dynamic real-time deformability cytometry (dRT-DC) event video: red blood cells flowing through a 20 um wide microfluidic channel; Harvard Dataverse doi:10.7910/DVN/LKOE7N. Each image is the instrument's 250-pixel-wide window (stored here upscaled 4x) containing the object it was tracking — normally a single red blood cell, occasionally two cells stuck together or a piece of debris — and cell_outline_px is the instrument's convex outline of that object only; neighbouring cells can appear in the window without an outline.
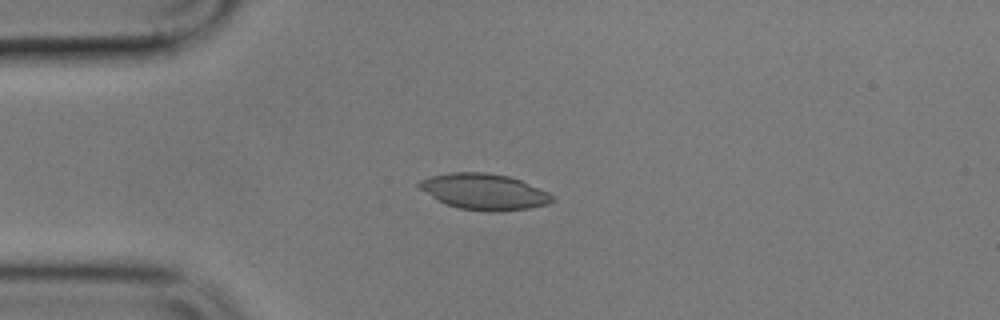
{"species": "common noctule bat (a hibernating species)", "species_latin": "Nyctalus noctula", "temperature_condition": "cold", "stored_images_in_passage": 5, "camera_frame_rate_fps": 3000, "um_per_image_px": 0.085, "animal": {"sex": "male", "body_mass_g": 17.9}, "frame": {"image": 1, "passage_image": 3, "time_ms": 3.333, "image_size_px": [1000, 320], "cell_outline_px": [[552, 200], [548, 204], [528, 208], [500, 212], [488, 212], [460, 208], [444, 204], [420, 188], [416, 184], [420, 180], [432, 176], [448, 172], [484, 172], [508, 176], [520, 180], [548, 192], [552, 196]], "centroid_in_image_um": [41.13, 16.29], "position_along_channel_um": 43.9, "area_um2": 27.74}}
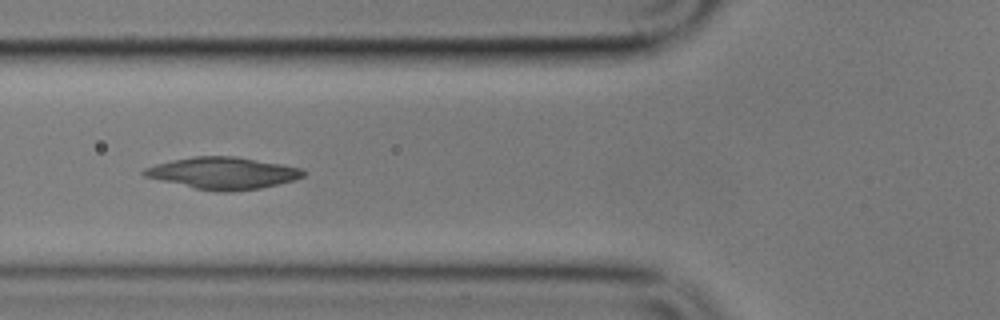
{"frame": {"image": 2, "passage_image": 5, "time_ms": 5.667, "image_size_px": [1000, 320], "cell_outline_px": [[308, 172], [304, 176], [296, 180], [260, 188], [228, 192], [216, 192], [196, 188], [160, 180], [144, 176], [140, 172], [144, 168], [156, 164], [172, 160], [196, 156], [236, 156], [280, 164], [300, 168]], "centroid_in_image_um": [18.97, 14.71], "position_along_channel_um": 106.8, "area_um2": 29.48}}